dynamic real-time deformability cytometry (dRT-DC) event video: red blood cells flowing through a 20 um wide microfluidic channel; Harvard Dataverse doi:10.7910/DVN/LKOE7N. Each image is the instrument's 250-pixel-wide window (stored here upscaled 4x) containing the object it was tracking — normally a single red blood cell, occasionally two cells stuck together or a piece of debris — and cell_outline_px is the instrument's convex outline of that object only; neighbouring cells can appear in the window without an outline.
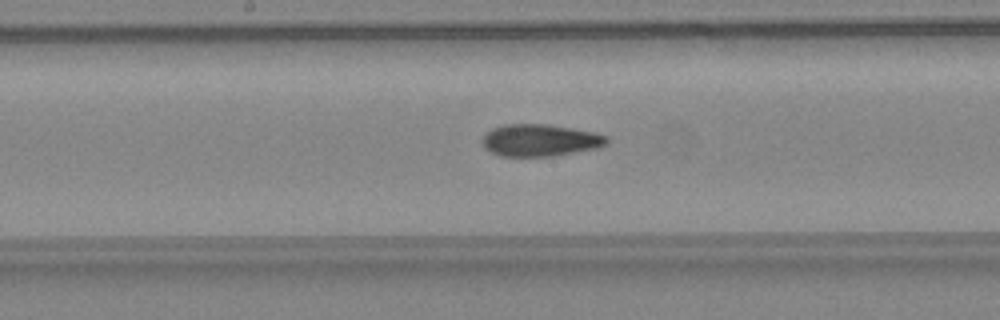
{"species": "common noctule bat (a hibernating species)", "species_latin": "Nyctalus noctula", "temperature_condition": "warm", "stored_images_in_passage": 33, "camera_frame_rate_fps": 3000, "um_per_image_px": 0.085, "animal": {"sex": "female", "body_mass_g": 24.6, "forearm_length_mm": 56.2}, "frame": {"image": 1, "passage_image": 12, "time_ms": 3.667, "image_size_px": [1000, 320], "cell_outline_px": [[608, 140], [600, 148], [552, 156], [500, 156], [484, 148], [480, 140], [492, 128], [504, 124], [548, 124], [596, 132], [608, 136]], "centroid_in_image_um": [45.91, 11.92], "position_along_channel_um": 202.3, "area_um2": 23.41}}
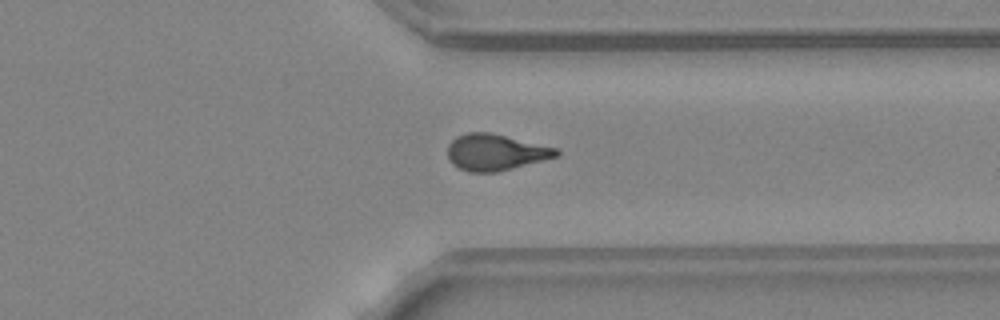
{"frame": {"image": 2, "passage_image": 23, "time_ms": 7.333, "image_size_px": [1000, 320], "cell_outline_px": [[560, 156], [496, 172], [468, 172], [452, 164], [448, 160], [448, 144], [456, 136], [468, 132], [488, 132], [560, 148]], "centroid_in_image_um": [42.13, 12.94], "position_along_channel_um": 369.3, "area_um2": 23.12}}
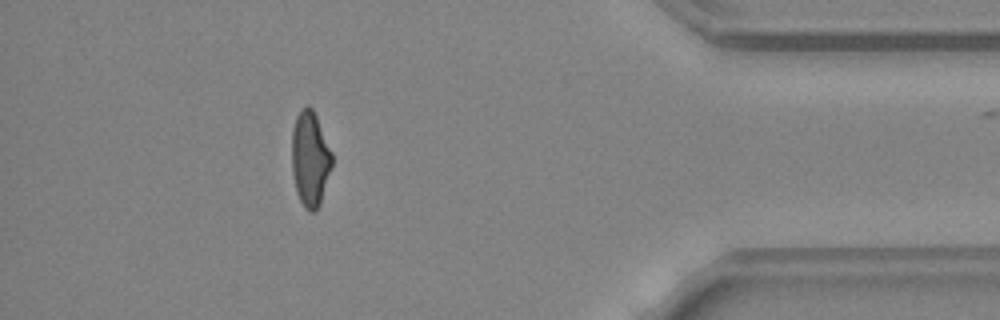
{"frame": {"image": 3, "passage_image": 28, "time_ms": 9.0, "image_size_px": [1000, 320], "cell_outline_px": [[332, 164], [320, 204], [316, 212], [308, 212], [304, 208], [296, 192], [292, 172], [292, 128], [296, 116], [308, 104], [312, 108], [316, 116], [332, 152]], "centroid_in_image_um": [26.35, 13.53], "position_along_channel_um": 408.9, "area_um2": 22.25}, "authors_computed_cell_mechanics": {"area_um2": 23.12, "velocity_mm_per_s": 4.5578, "shape_relaxation_time_tau1_ms": 9.1673, "shape_relaxation_time_tau2_ms": 1.8848, "deformation_change_tau1": 0.2545, "deformation_change_tau2": 0.101}}